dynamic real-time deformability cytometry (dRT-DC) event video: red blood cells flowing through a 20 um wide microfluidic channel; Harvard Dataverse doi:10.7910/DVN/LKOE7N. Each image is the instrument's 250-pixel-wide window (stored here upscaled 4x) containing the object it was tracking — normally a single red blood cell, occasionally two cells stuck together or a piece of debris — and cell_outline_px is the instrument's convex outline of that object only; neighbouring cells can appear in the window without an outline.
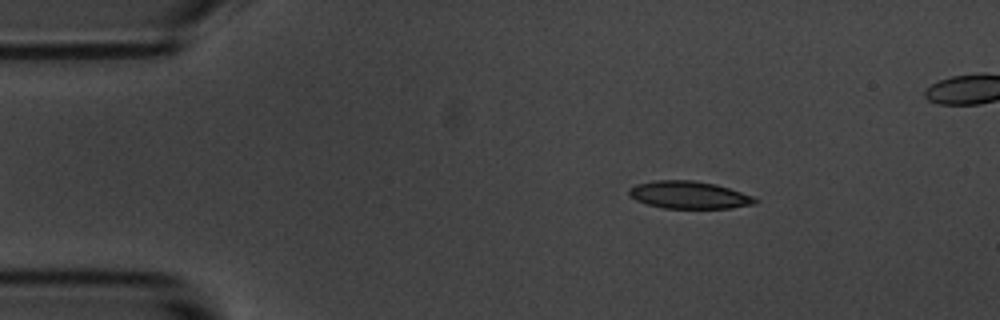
{"species": "common noctule bat (a hibernating species)", "species_latin": "Nyctalus noctula", "temperature_condition": "room temperature", "stored_images_in_passage": 45, "camera_frame_rate_fps": 3000, "um_per_image_px": 0.085, "animal": {"sex": "male", "body_mass_g": 20.1, "forearm_length_mm": 53.5}, "frame": {"image": 1, "passage_image": 1, "time_ms": 0.0, "image_size_px": [1000, 320], "cell_outline_px": [[760, 200], [756, 204], [728, 208], [664, 208], [648, 204], [636, 200], [628, 196], [628, 188], [636, 184], [656, 180], [692, 180], [716, 184], [752, 196]], "centroid_in_image_um": [58.54, 16.57], "position_along_channel_um": 26.5, "area_um2": 20.17}}
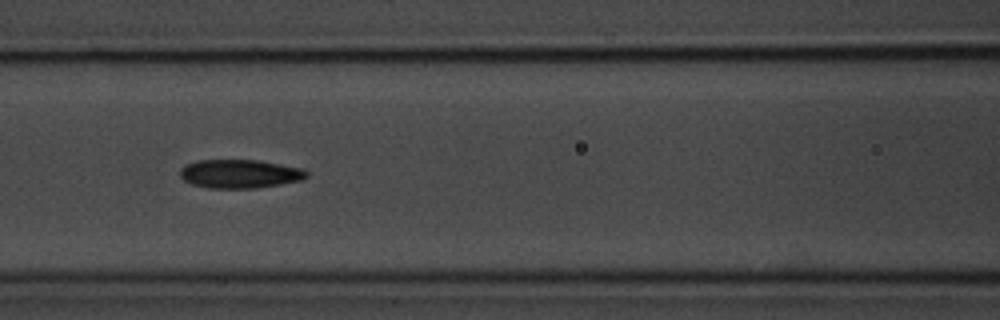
{"frame": {"image": 2, "passage_image": 16, "time_ms": 5.0, "image_size_px": [1000, 320], "cell_outline_px": [[308, 176], [300, 180], [280, 184], [256, 188], [208, 188], [192, 184], [184, 180], [180, 176], [180, 168], [184, 164], [196, 160], [256, 160], [304, 168], [308, 172]], "centroid_in_image_um": [20.36, 14.77], "position_along_channel_um": 146.2, "area_um2": 21.21}}
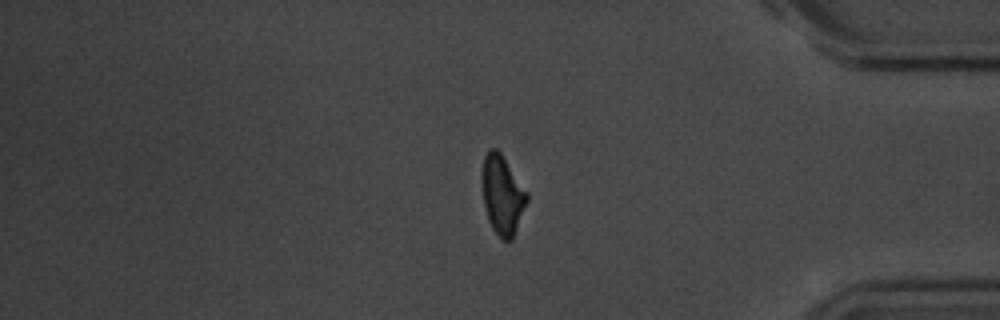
{"frame": {"image": 3, "passage_image": 39, "time_ms": 12.667, "image_size_px": [1000, 320], "cell_outline_px": [[528, 200], [512, 240], [500, 240], [492, 228], [488, 220], [484, 204], [480, 180], [480, 176], [484, 156], [488, 148], [496, 148], [500, 152], [528, 192]], "centroid_in_image_um": [42.67, 16.55], "position_along_channel_um": 392.5, "area_um2": 21.04}}